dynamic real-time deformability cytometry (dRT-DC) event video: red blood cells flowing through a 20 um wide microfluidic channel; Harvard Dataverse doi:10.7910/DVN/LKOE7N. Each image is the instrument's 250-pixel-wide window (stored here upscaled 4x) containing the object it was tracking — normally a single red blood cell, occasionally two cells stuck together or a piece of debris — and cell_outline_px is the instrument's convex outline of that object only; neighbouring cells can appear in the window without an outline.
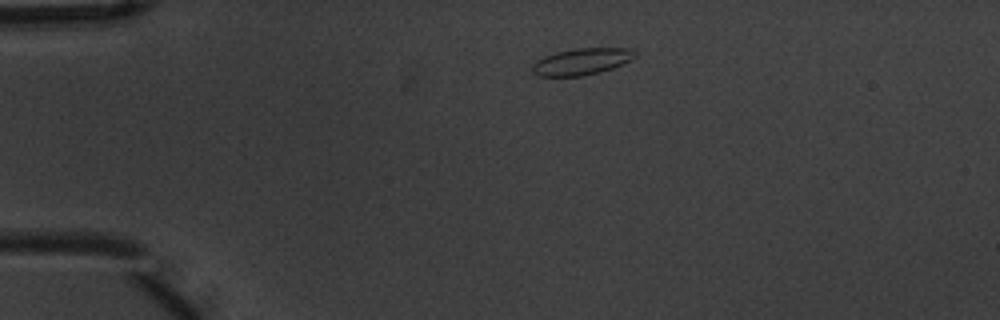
{"species": "common noctule bat (a hibernating species)", "species_latin": "Nyctalus noctula", "temperature_condition": "warm", "stored_images_in_passage": 4, "camera_frame_rate_fps": 3000, "um_per_image_px": 0.085, "animal": {"sex": "male", "body_mass_g": 20.1, "forearm_length_mm": 53.5}, "frame": {"image": 1, "passage_image": 1, "time_ms": 0.0, "image_size_px": [1000, 320], "cell_outline_px": [[636, 56], [612, 68], [600, 72], [580, 76], [536, 76], [532, 72], [532, 64], [536, 60], [544, 56], [556, 52], [576, 48], [632, 48], [636, 52]], "centroid_in_image_um": [49.4, 5.23], "position_along_channel_um": 35.6, "area_um2": 15.9}}
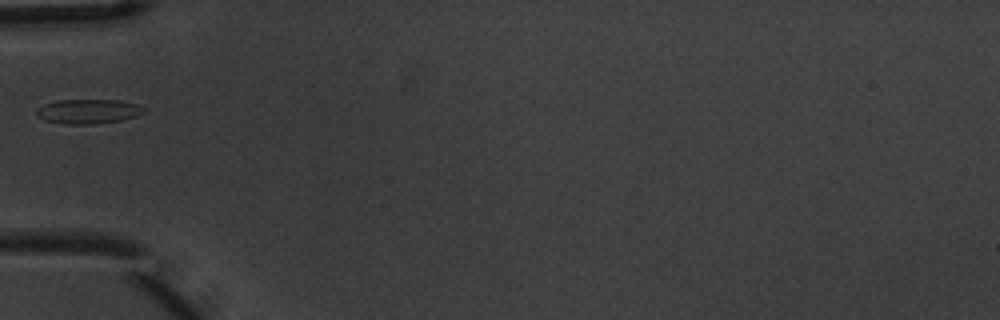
{"frame": {"image": 2, "passage_image": 3, "time_ms": 0.667, "image_size_px": [1000, 320], "cell_outline_px": [[144, 112], [136, 116], [124, 120], [92, 124], [60, 124], [44, 120], [36, 112], [44, 104], [56, 100], [120, 100], [136, 104], [144, 108]], "centroid_in_image_um": [7.51, 9.47], "position_along_channel_um": 77.5, "area_um2": 15.26}}